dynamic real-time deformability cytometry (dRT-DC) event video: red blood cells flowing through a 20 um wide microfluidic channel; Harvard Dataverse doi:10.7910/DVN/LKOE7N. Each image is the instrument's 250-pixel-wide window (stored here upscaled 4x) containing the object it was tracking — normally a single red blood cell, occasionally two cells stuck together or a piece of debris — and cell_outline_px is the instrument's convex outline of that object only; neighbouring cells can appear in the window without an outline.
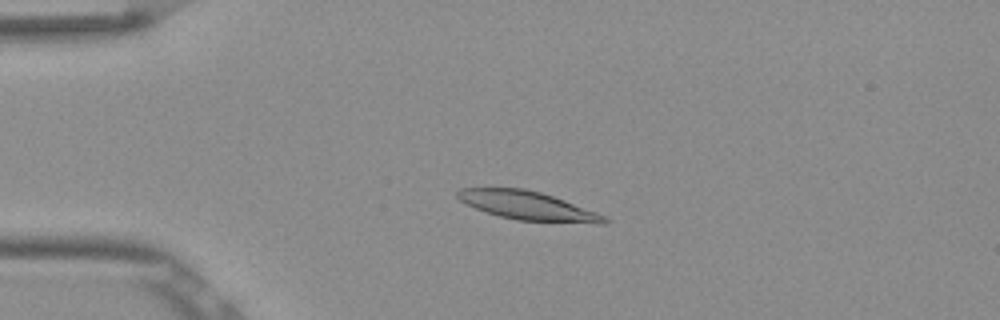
{"species": "Egyptian fruit bat (a non-hibernating species)", "species_latin": "Rousettus aegyptiacus", "temperature_condition": "room temperature", "stored_images_in_passage": 38, "camera_frame_rate_fps": 3000, "um_per_image_px": 0.085, "frame": {"image": 1, "passage_image": 5, "time_ms": 1.333, "image_size_px": [1000, 320], "cell_outline_px": [[608, 224], [596, 224], [516, 220], [500, 216], [476, 208], [460, 200], [456, 196], [456, 192], [460, 188], [524, 188], [540, 192], [564, 200], [596, 212], [604, 216], [608, 220]], "centroid_in_image_um": [44.88, 17.49], "position_along_channel_um": 40.1, "area_um2": 24.33}}
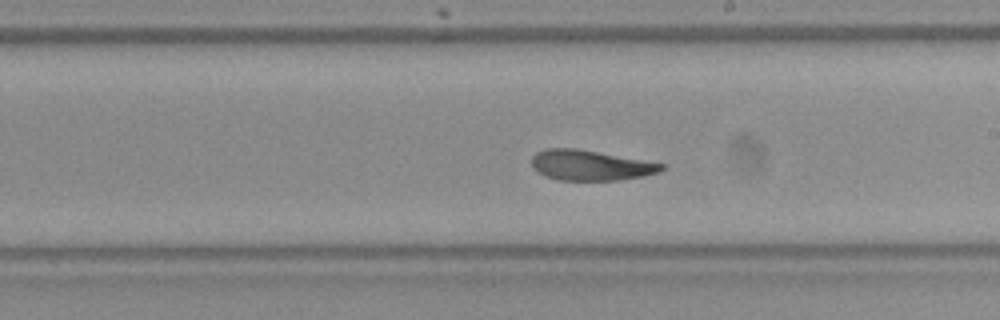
{"frame": {"image": 2, "passage_image": 23, "time_ms": 7.333, "image_size_px": [1000, 320], "cell_outline_px": [[664, 168], [660, 172], [644, 176], [620, 180], [560, 180], [544, 176], [536, 172], [532, 168], [532, 156], [536, 152], [548, 148], [576, 148], [664, 164]], "centroid_in_image_um": [50.14, 14.05], "position_along_channel_um": 238.9, "area_um2": 22.89}}
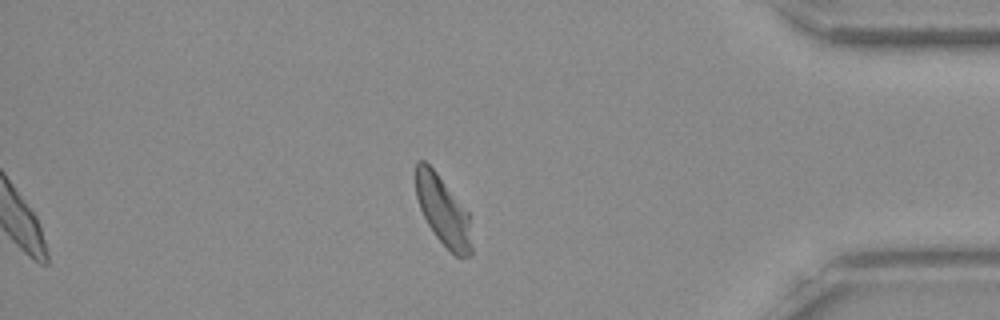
{"frame": {"image": 3, "passage_image": 38, "time_ms": 12.333, "image_size_px": [1000, 320], "cell_outline_px": [[472, 256], [456, 256], [436, 236], [428, 224], [420, 208], [416, 196], [416, 160], [424, 160], [436, 172], [468, 212], [472, 248]], "centroid_in_image_um": [37.65, 17.91], "position_along_channel_um": 397.5, "area_um2": 22.08}, "authors_computed_cell_mechanics": {"area_um2": 24.0159, "velocity_mm_per_s": 3.8288, "shape_relaxation_time_tau1_ms": 5.884, "shape_relaxation_time_tau2_ms": 2.9208, "deformation_change_tau1": 0.1774, "deformation_change_tau2": 0.089}}